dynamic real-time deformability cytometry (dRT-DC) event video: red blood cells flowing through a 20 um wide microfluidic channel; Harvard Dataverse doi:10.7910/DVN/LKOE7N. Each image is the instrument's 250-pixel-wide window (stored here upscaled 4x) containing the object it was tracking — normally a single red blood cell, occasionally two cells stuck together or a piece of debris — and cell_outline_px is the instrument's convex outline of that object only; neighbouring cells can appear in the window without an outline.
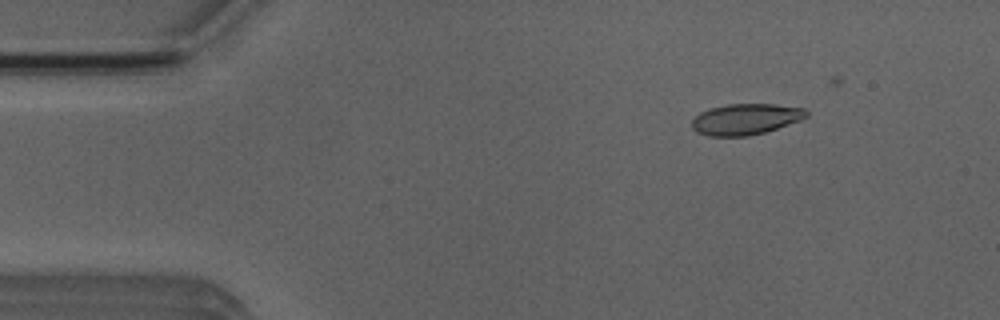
{"species": "Egyptian fruit bat (a non-hibernating species)", "species_latin": "Rousettus aegyptiacus", "temperature_condition": "room temperature", "stored_images_in_passage": 4, "camera_frame_rate_fps": 3000, "um_per_image_px": 0.085, "animal": {"sex": "male"}, "frame": {"image": 1, "passage_image": 2, "time_ms": 1.0, "image_size_px": [1000, 320], "cell_outline_px": [[808, 116], [800, 120], [764, 132], [748, 136], [708, 136], [696, 132], [692, 128], [692, 120], [700, 112], [712, 108], [728, 104], [776, 104], [804, 108], [808, 112]], "centroid_in_image_um": [63.37, 10.13], "position_along_channel_um": 21.6, "area_um2": 20.58}}